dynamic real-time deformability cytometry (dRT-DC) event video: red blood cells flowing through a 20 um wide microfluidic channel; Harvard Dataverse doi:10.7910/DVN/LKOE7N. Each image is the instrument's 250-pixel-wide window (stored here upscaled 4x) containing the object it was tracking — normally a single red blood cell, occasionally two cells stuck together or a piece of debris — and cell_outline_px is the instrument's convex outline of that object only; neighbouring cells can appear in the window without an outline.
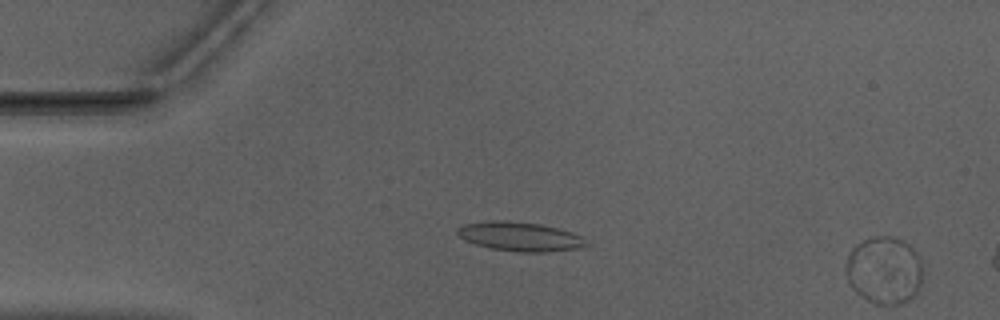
{"species": "Egyptian fruit bat (a non-hibernating species)", "species_latin": "Rousettus aegyptiacus", "temperature_condition": "warm", "stored_images_in_passage": 4, "camera_frame_rate_fps": 3000, "um_per_image_px": 0.085, "animal": {"sex": "male"}, "frame": {"image": 1, "passage_image": 4, "time_ms": 1.0, "image_size_px": [1000, 320], "cell_outline_px": [[920, 292], [908, 300], [900, 304], [876, 304], [868, 300], [856, 292], [852, 288], [844, 272], [844, 264], [852, 248], [856, 244], [872, 236], [892, 236], [908, 244], [916, 252], [920, 260]], "centroid_in_image_um": [75.13, 22.97], "position_along_channel_um": 9.9, "area_um2": 30.29}}